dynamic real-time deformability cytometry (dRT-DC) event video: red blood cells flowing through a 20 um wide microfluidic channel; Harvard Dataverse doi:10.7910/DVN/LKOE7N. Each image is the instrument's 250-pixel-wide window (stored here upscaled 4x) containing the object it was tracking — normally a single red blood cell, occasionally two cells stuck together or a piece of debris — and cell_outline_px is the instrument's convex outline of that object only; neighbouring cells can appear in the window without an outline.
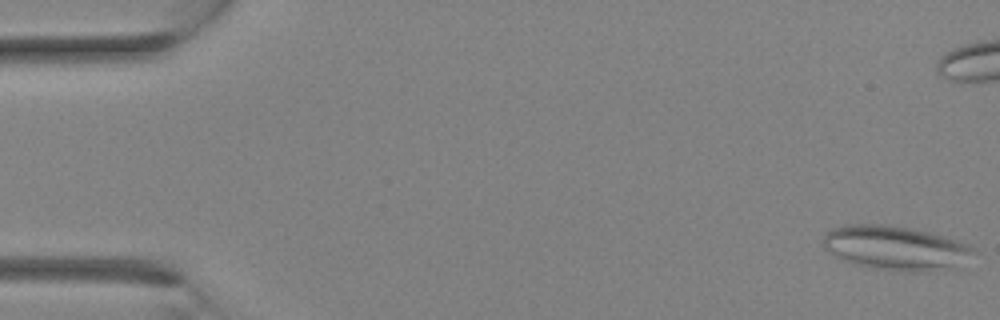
{"species": "Egyptian fruit bat (a non-hibernating species)", "species_latin": "Rousettus aegyptiacus", "temperature_condition": "room temperature", "stored_images_in_passage": 5, "camera_frame_rate_fps": 3000, "um_per_image_px": 0.085, "animal": {"sex": "female"}, "frame": {"image": 1, "passage_image": 1, "time_ms": 0.0, "image_size_px": [1000, 320], "cell_outline_px": [[976, 252], [960, 268], [924, 272], [900, 272], [868, 268], [832, 256], [824, 248], [824, 236], [832, 228], [844, 224], [880, 224], [908, 228], [928, 232], [944, 236], [968, 244]], "centroid_in_image_um": [76.15, 21.11], "position_along_channel_um": 8.8, "area_um2": 39.36}}